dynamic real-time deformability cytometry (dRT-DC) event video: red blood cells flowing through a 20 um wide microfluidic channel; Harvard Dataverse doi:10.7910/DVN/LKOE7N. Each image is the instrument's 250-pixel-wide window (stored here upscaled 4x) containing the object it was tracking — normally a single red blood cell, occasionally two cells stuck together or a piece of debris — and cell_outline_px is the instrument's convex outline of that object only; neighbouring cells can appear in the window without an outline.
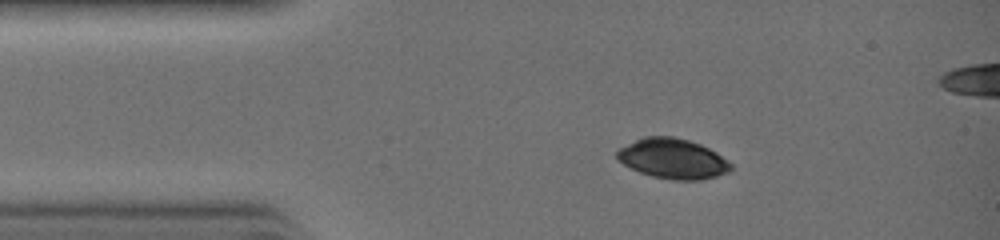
{"species": "common noctule bat (a hibernating species)", "species_latin": "Nyctalus noctula", "temperature_condition": "warm", "stored_images_in_passage": 25, "camera_frame_rate_fps": 3000, "um_per_image_px": 0.085, "animal": {"sex": "female", "body_mass_g": 19.0, "forearm_length_mm": 51.5}, "frame": {"image": 1, "passage_image": 1, "time_ms": 0.0, "image_size_px": [1000, 240], "cell_outline_px": [[732, 168], [728, 172], [716, 176], [700, 180], [672, 180], [652, 176], [640, 172], [616, 160], [616, 152], [620, 148], [644, 136], [672, 136], [688, 140], [700, 144], [716, 152], [728, 160], [732, 164]], "centroid_in_image_um": [57.19, 13.49], "position_along_channel_um": 27.8, "area_um2": 26.53}}
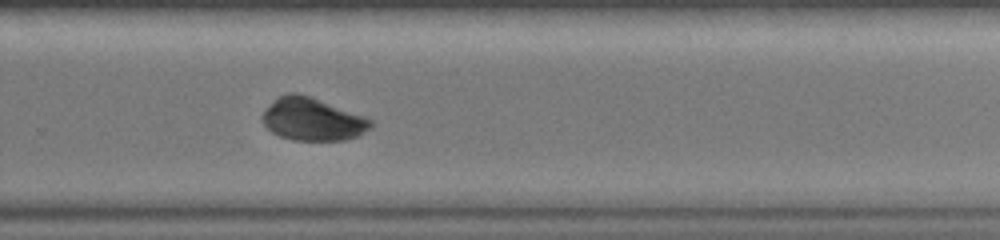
{"frame": {"image": 2, "passage_image": 17, "time_ms": 5.333, "image_size_px": [1000, 240], "cell_outline_px": [[372, 128], [348, 140], [292, 140], [280, 136], [272, 132], [264, 124], [260, 116], [280, 96], [288, 92], [296, 92], [312, 96], [364, 116], [372, 120]], "centroid_in_image_um": [26.58, 10.14], "position_along_channel_um": 303.2, "area_um2": 26.88}}
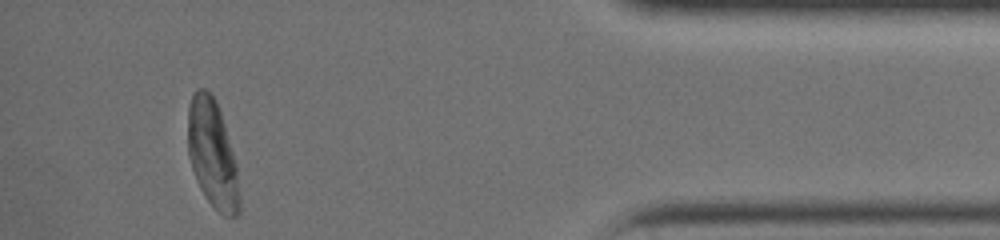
{"frame": {"image": 3, "passage_image": 25, "time_ms": 8.0, "image_size_px": [1000, 240], "cell_outline_px": [[240, 212], [236, 216], [224, 216], [204, 196], [196, 180], [188, 156], [188, 104], [192, 92], [196, 88], [204, 88], [216, 100], [220, 112], [236, 164], [240, 196]], "centroid_in_image_um": [18.04, 13.08], "position_along_channel_um": 417.2, "area_um2": 32.37}}